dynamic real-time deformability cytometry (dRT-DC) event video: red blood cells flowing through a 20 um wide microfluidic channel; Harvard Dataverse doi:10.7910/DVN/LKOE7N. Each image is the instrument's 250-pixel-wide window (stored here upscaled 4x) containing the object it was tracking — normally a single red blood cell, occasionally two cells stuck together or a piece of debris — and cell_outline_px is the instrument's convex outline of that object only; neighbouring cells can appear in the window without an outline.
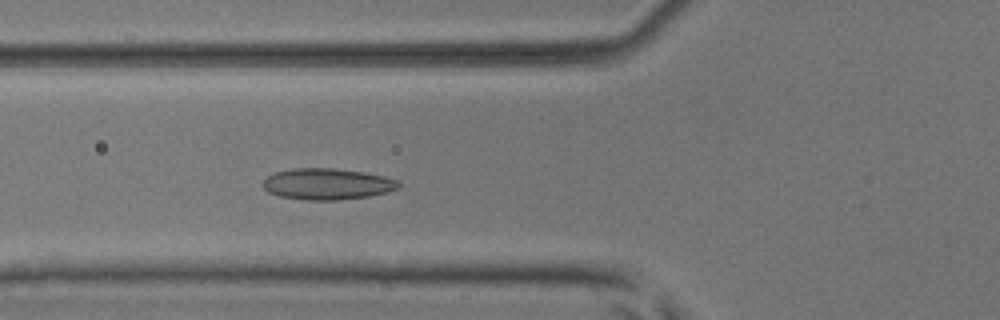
{"species": "common noctule bat (a hibernating species)", "species_latin": "Nyctalus noctula", "temperature_condition": "room temperature", "stored_images_in_passage": 48, "camera_frame_rate_fps": 3000, "um_per_image_px": 0.085, "animal": {"sex": "male", "body_mass_g": 17.9, "forearm_length_mm": 54.2}, "frame": {"image": 1, "passage_image": 17, "time_ms": 5.333, "image_size_px": [1000, 320], "cell_outline_px": [[400, 188], [388, 192], [368, 196], [336, 200], [308, 200], [280, 196], [268, 192], [264, 188], [264, 180], [268, 176], [276, 172], [292, 168], [332, 168], [364, 172], [384, 176], [400, 180]], "centroid_in_image_um": [27.86, 15.63], "position_along_channel_um": 97.9, "area_um2": 24.68}}
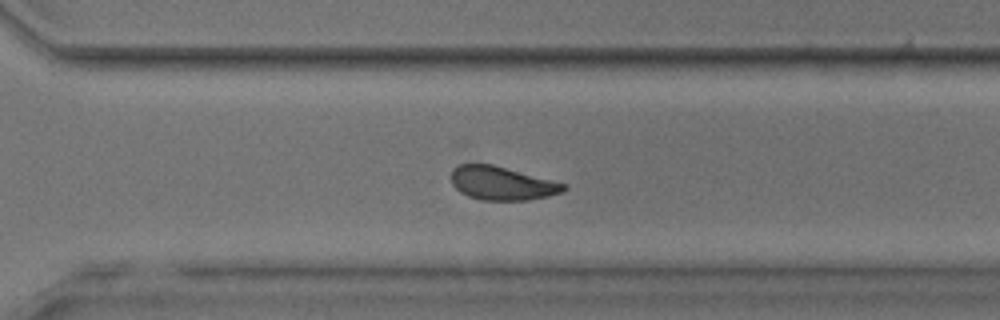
{"frame": {"image": 2, "passage_image": 34, "time_ms": 11.0, "image_size_px": [1000, 320], "cell_outline_px": [[568, 188], [560, 192], [548, 196], [528, 200], [480, 200], [468, 196], [460, 192], [452, 184], [452, 168], [460, 164], [492, 164], [568, 184]], "centroid_in_image_um": [42.67, 15.58], "position_along_channel_um": 327.9, "area_um2": 21.96}}
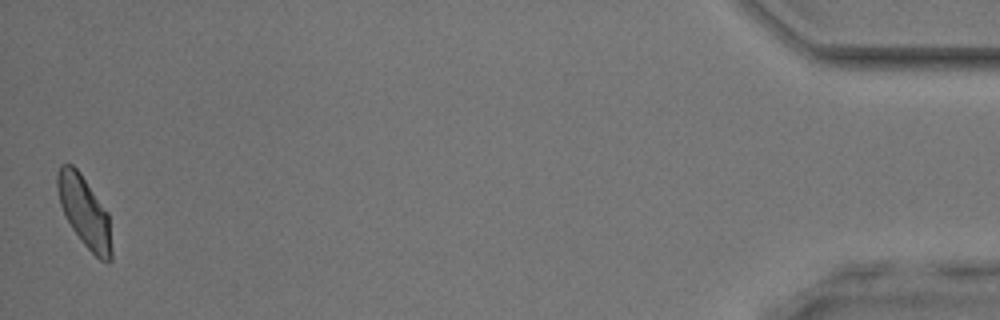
{"frame": {"image": 3, "passage_image": 48, "time_ms": 15.667, "image_size_px": [1000, 320], "cell_outline_px": [[112, 260], [108, 264], [100, 260], [84, 244], [72, 228], [60, 204], [56, 184], [56, 172], [60, 164], [72, 164], [80, 172], [108, 212], [112, 252]], "centroid_in_image_um": [7.18, 17.98], "position_along_channel_um": 428.0, "area_um2": 22.31}, "authors_computed_cell_mechanics": {"area_um2": 23.2067, "velocity_mm_per_s": 4.0653, "shape_relaxation_time_tau1_ms": 7.1564, "shape_relaxation_time_tau2_ms": 2.0348, "deformation_change_tau1": 0.1362, "deformation_change_tau2": 0.0663}}